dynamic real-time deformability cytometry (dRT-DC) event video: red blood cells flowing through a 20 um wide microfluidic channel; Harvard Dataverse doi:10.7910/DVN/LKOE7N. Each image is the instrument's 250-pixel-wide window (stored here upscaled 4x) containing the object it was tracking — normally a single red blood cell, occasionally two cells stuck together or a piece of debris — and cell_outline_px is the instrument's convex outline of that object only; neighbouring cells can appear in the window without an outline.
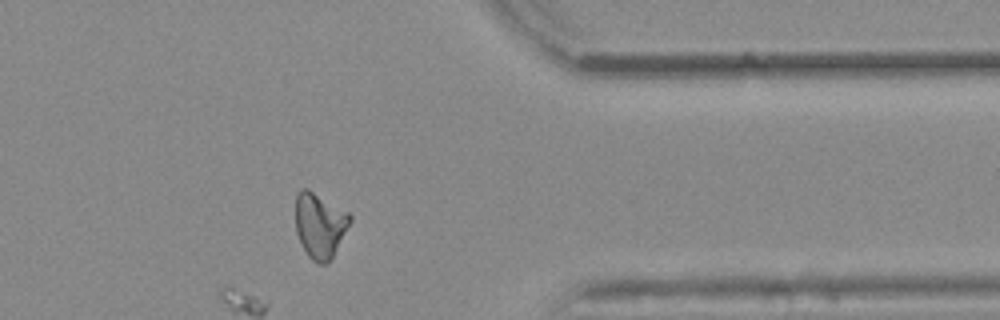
{"species": "common noctule bat (a hibernating species)", "species_latin": "Nyctalus noctula", "temperature_condition": "warm", "stored_images_in_passage": 42, "camera_frame_rate_fps": 3000, "um_per_image_px": 0.085, "animal": {"sex": "female", "body_mass_g": 25.1}, "frame": {"image": 1, "passage_image": 42, "time_ms": 13.667, "image_size_px": [1000, 320], "cell_outline_px": [[352, 220], [332, 256], [324, 264], [316, 264], [308, 256], [296, 232], [296, 196], [300, 188], [308, 188], [348, 212], [352, 216]], "centroid_in_image_um": [27.18, 19.12], "position_along_channel_um": 384.2, "area_um2": 20.46}}